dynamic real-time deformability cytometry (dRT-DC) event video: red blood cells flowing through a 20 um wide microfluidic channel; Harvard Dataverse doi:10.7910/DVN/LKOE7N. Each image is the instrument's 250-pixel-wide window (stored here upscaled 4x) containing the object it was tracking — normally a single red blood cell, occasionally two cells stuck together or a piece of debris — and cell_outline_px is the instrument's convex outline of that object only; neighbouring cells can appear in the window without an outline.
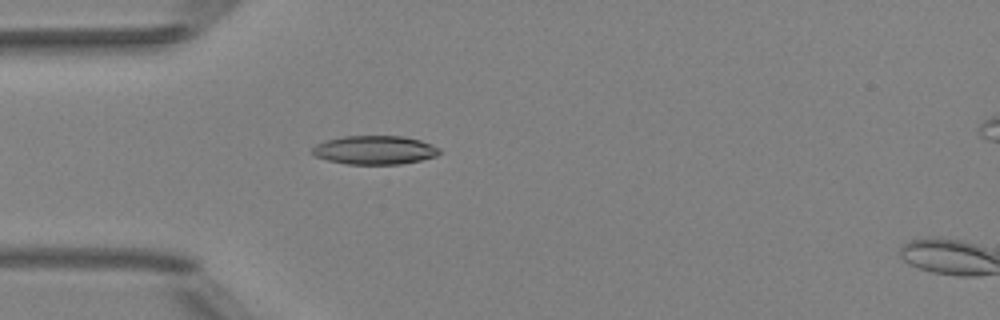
{"species": "Egyptian fruit bat (a non-hibernating species)", "species_latin": "Rousettus aegyptiacus", "temperature_condition": "room temperature", "stored_images_in_passage": 43, "camera_frame_rate_fps": 3000, "um_per_image_px": 0.085, "animal": {"sex": "female"}, "frame": {"image": 1, "passage_image": 7, "time_ms": 2.0, "image_size_px": [1000, 320], "cell_outline_px": [[444, 152], [436, 156], [420, 160], [400, 164], [348, 164], [328, 160], [316, 156], [312, 152], [312, 148], [316, 144], [328, 140], [344, 136], [404, 136], [420, 140], [432, 144], [440, 148]], "centroid_in_image_um": [31.91, 12.75], "position_along_channel_um": 53.1, "area_um2": 21.27}}
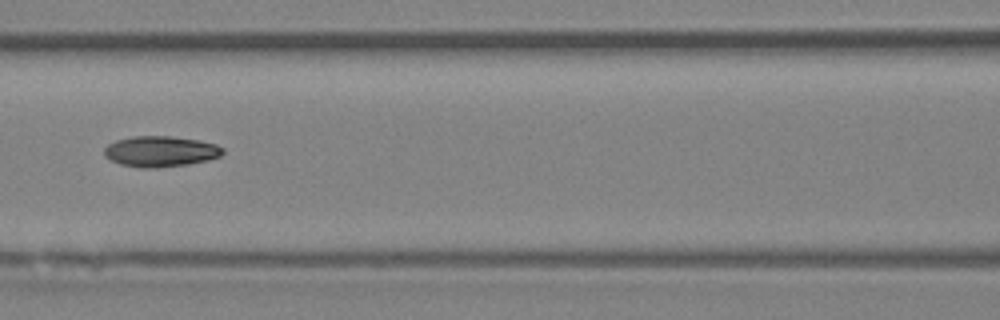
{"frame": {"image": 2, "passage_image": 15, "time_ms": 4.667, "image_size_px": [1000, 320], "cell_outline_px": [[224, 152], [220, 156], [208, 160], [188, 164], [156, 168], [140, 168], [120, 164], [104, 156], [104, 148], [108, 144], [116, 140], [132, 136], [172, 136], [196, 140], [216, 144], [224, 148]], "centroid_in_image_um": [13.63, 12.87], "position_along_channel_um": 153.0, "area_um2": 21.27}}
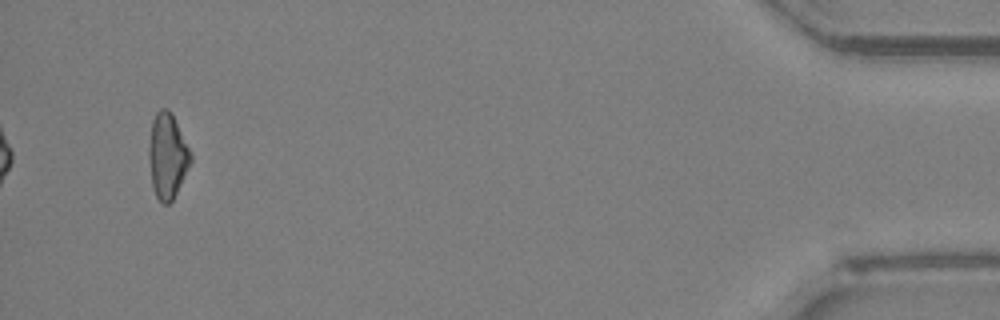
{"frame": {"image": 3, "passage_image": 41, "time_ms": 13.333, "image_size_px": [1000, 320], "cell_outline_px": [[192, 160], [172, 200], [168, 204], [160, 204], [152, 188], [148, 156], [148, 148], [152, 120], [156, 112], [160, 108], [168, 108], [172, 112], [192, 152]], "centroid_in_image_um": [14.22, 13.22], "position_along_channel_um": 421.0, "area_um2": 21.04}, "authors_computed_cell_mechanics": {"area_um2": 20.6924, "velocity_mm_per_s": 4.0199, "shape_relaxation_time_tau1_ms": 7.1997, "shape_relaxation_time_tau2_ms": 6.5962, "deformation_change_tau1": 0.1824, "deformation_change_tau2": 0.1271}}